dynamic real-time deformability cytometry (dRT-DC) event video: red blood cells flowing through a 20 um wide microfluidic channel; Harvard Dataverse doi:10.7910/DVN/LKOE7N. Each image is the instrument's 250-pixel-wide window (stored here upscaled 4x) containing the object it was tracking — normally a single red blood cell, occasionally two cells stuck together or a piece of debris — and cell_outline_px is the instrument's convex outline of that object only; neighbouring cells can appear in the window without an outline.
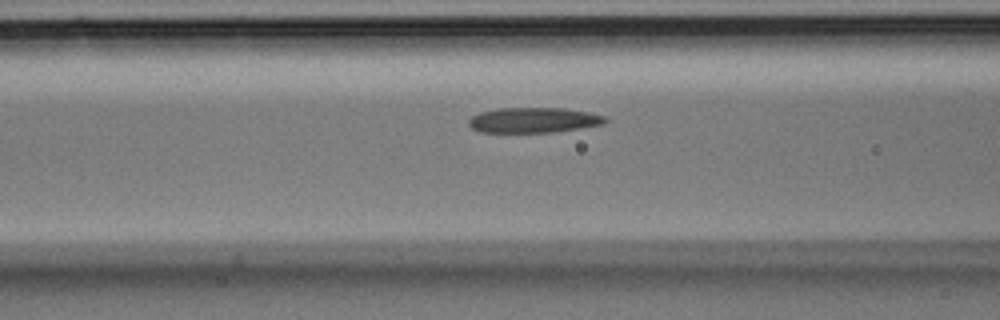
{"species": "Egyptian fruit bat (a non-hibernating species)", "species_latin": "Rousettus aegyptiacus", "temperature_condition": "room temperature", "stored_images_in_passage": 7, "segment_of_instrument_passage": [1, 2], "camera_frame_rate_fps": 3000, "um_per_image_px": 0.085, "animal": {"sex": "male"}, "frame": {"image": 1, "passage_image": 6, "time_ms": 1.667, "image_size_px": [1000, 320], "cell_outline_px": [[608, 120], [604, 124], [580, 128], [552, 132], [480, 132], [472, 128], [468, 124], [468, 120], [472, 116], [480, 112], [500, 108], [564, 108], [588, 112], [608, 116]], "centroid_in_image_um": [45.38, 10.21], "position_along_channel_um": 121.2, "area_um2": 20.11}}